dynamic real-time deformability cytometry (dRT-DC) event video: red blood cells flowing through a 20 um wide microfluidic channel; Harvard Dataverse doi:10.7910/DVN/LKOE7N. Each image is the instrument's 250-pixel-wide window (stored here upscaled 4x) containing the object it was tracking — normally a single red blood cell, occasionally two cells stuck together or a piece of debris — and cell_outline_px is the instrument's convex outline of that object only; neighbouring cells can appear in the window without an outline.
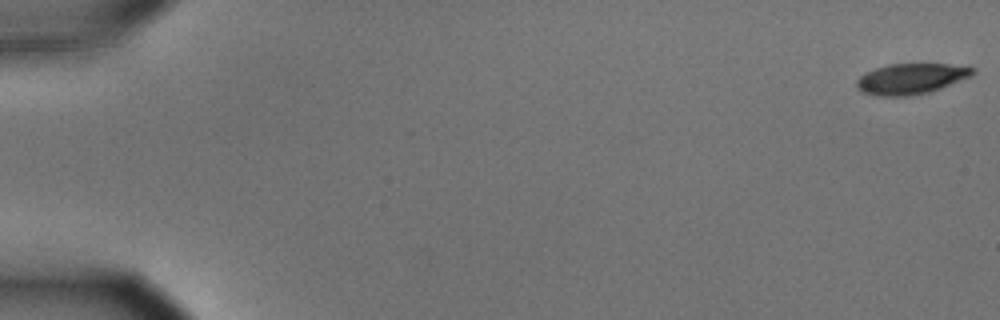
{"species": "common noctule bat (a hibernating species)", "species_latin": "Nyctalus noctula", "temperature_condition": "cold", "stored_images_in_passage": 57, "camera_frame_rate_fps": 3000, "um_per_image_px": 0.085, "animal": {"sex": "male", "body_mass_g": 15.6}, "frame": {"image": 1, "passage_image": 1, "time_ms": 0.0, "image_size_px": [1000, 320], "cell_outline_px": [[976, 72], [972, 76], [940, 88], [928, 92], [912, 96], [880, 96], [864, 92], [856, 88], [856, 80], [864, 72], [888, 64], [948, 64], [976, 68]], "centroid_in_image_um": [77.43, 6.69], "position_along_channel_um": 7.6, "area_um2": 20.75}}
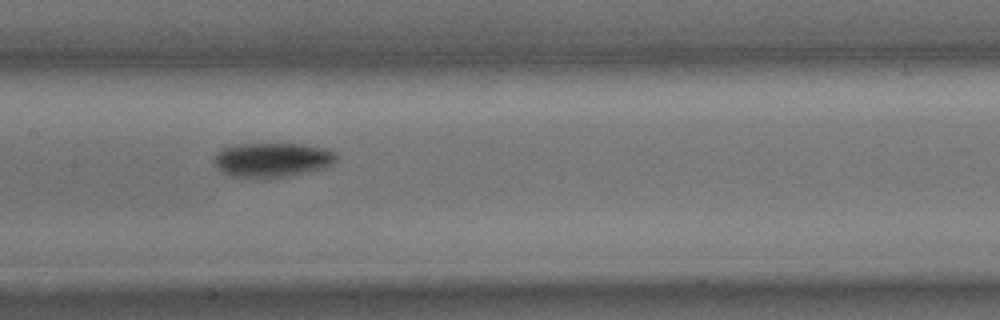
{"frame": {"image": 2, "passage_image": 29, "time_ms": 9.333, "image_size_px": [1000, 320], "cell_outline_px": [[336, 160], [332, 164], [320, 168], [304, 172], [284, 176], [232, 176], [216, 168], [212, 160], [216, 152], [224, 148], [244, 144], [304, 144], [328, 148], [336, 152]], "centroid_in_image_um": [23.14, 13.55], "position_along_channel_um": 184.3, "area_um2": 23.93}}
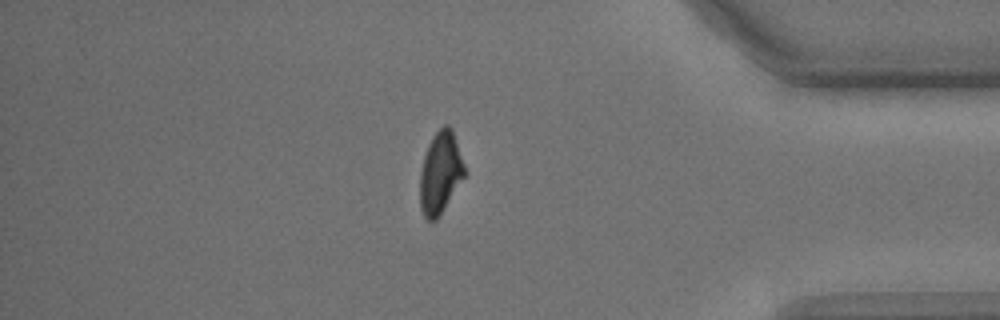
{"frame": {"image": 3, "passage_image": 49, "time_ms": 16.0, "image_size_px": [1000, 320], "cell_outline_px": [[468, 172], [440, 216], [436, 220], [428, 220], [424, 216], [420, 208], [420, 172], [424, 156], [428, 144], [432, 136], [444, 124], [448, 124], [452, 128]], "centroid_in_image_um": [37.46, 14.68], "position_along_channel_um": 397.7, "area_um2": 21.73}}